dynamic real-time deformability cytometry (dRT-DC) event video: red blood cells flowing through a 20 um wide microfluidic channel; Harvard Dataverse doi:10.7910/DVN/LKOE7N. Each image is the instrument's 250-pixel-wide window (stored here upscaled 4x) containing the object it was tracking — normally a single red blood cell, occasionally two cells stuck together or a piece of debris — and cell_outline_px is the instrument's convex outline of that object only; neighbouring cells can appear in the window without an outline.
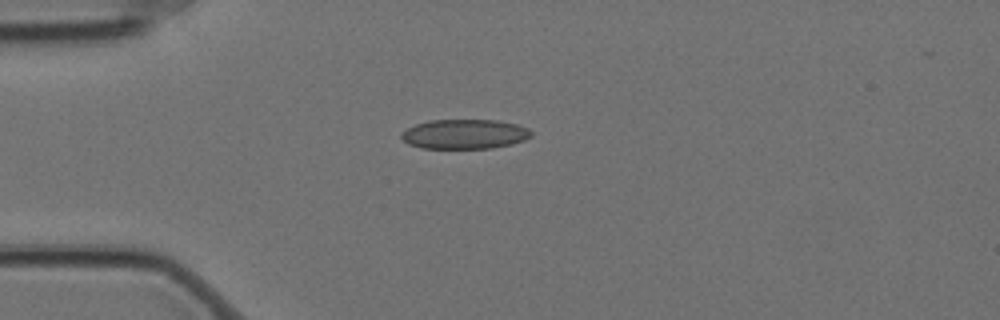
{"species": "Egyptian fruit bat (a non-hibernating species)", "species_latin": "Rousettus aegyptiacus", "temperature_condition": "cold", "stored_images_in_passage": 13, "camera_frame_rate_fps": 3000, "um_per_image_px": 0.085, "animal": {"sex": "female"}, "frame": {"image": 1, "passage_image": 2, "time_ms": 0.333, "image_size_px": [1000, 320], "cell_outline_px": [[532, 136], [524, 140], [512, 144], [492, 148], [420, 148], [408, 144], [400, 136], [400, 132], [416, 124], [428, 120], [496, 120], [516, 124], [528, 128], [532, 132]], "centroid_in_image_um": [39.48, 11.4], "position_along_channel_um": 45.5, "area_um2": 22.48}}
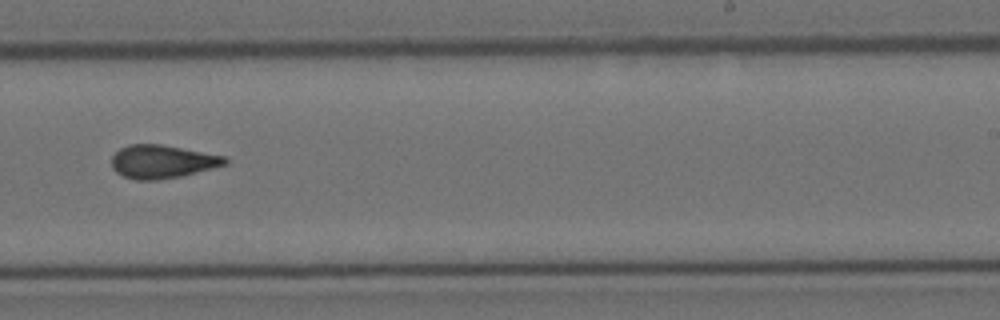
{"frame": {"image": 2, "passage_image": 8, "time_ms": 2.333, "image_size_px": [1000, 320], "cell_outline_px": [[228, 164], [180, 176], [156, 180], [136, 180], [124, 176], [116, 172], [112, 168], [112, 156], [120, 148], [128, 144], [160, 144], [228, 156]], "centroid_in_image_um": [13.8, 13.73], "position_along_channel_um": 275.2, "area_um2": 22.02}}
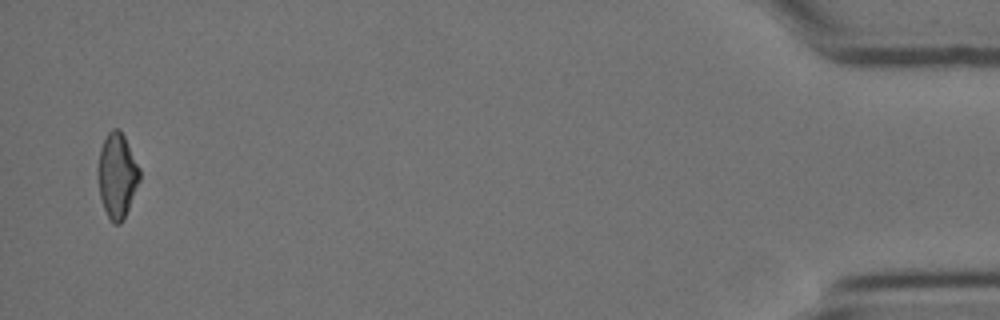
{"frame": {"image": 3, "passage_image": 13, "time_ms": 4.0, "image_size_px": [1000, 320], "cell_outline_px": [[140, 180], [124, 220], [120, 224], [112, 224], [104, 208], [100, 196], [96, 172], [100, 148], [108, 132], [112, 128], [120, 128], [140, 168]], "centroid_in_image_um": [9.94, 14.92], "position_along_channel_um": 425.3, "area_um2": 20.87}}